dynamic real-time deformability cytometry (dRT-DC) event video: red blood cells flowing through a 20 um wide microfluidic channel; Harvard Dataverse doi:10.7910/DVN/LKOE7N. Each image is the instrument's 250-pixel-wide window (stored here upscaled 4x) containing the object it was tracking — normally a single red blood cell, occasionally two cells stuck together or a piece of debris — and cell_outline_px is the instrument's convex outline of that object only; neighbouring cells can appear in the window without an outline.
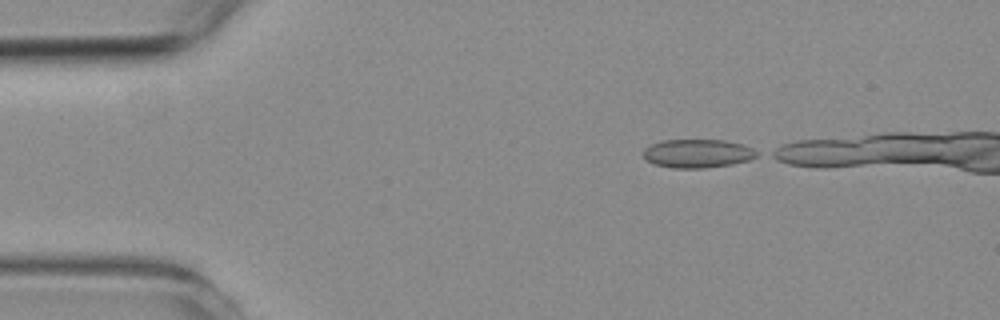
{"species": "common noctule bat (a hibernating species)", "species_latin": "Nyctalus noctula", "temperature_condition": "room temperature", "stored_images_in_passage": 12, "camera_frame_rate_fps": 3000, "um_per_image_px": 0.085, "animal": {"sex": "female", "body_mass_g": 19.3, "forearm_length_mm": 54.1}, "frame": {"image": 1, "passage_image": 1, "time_ms": 0.0, "image_size_px": [1000, 320], "cell_outline_px": [[760, 152], [756, 156], [748, 160], [732, 164], [704, 168], [672, 168], [656, 164], [648, 160], [644, 156], [644, 148], [652, 144], [664, 140], [724, 140], [744, 144]], "centroid_in_image_um": [59.33, 13.04], "position_along_channel_um": 25.7, "area_um2": 18.79}}
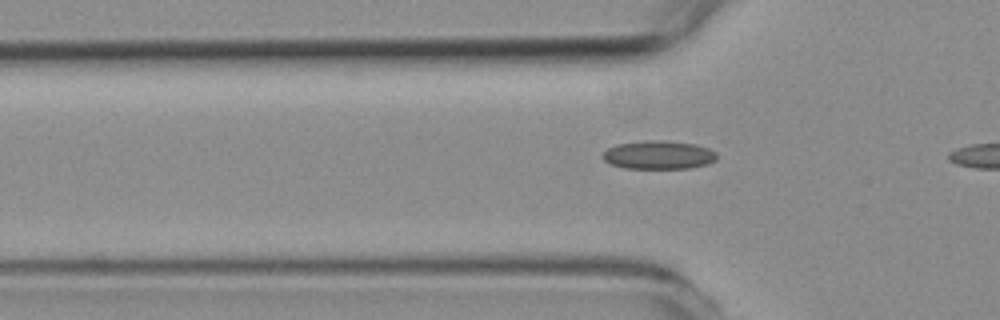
{"frame": {"image": 2, "passage_image": 10, "time_ms": 3.0, "image_size_px": [1000, 320], "cell_outline_px": [[716, 160], [708, 164], [692, 168], [624, 168], [612, 164], [604, 160], [600, 156], [608, 148], [616, 144], [644, 140], [668, 140], [696, 144], [708, 148], [716, 152]], "centroid_in_image_um": [55.99, 13.16], "position_along_channel_um": 69.8, "area_um2": 19.13}}